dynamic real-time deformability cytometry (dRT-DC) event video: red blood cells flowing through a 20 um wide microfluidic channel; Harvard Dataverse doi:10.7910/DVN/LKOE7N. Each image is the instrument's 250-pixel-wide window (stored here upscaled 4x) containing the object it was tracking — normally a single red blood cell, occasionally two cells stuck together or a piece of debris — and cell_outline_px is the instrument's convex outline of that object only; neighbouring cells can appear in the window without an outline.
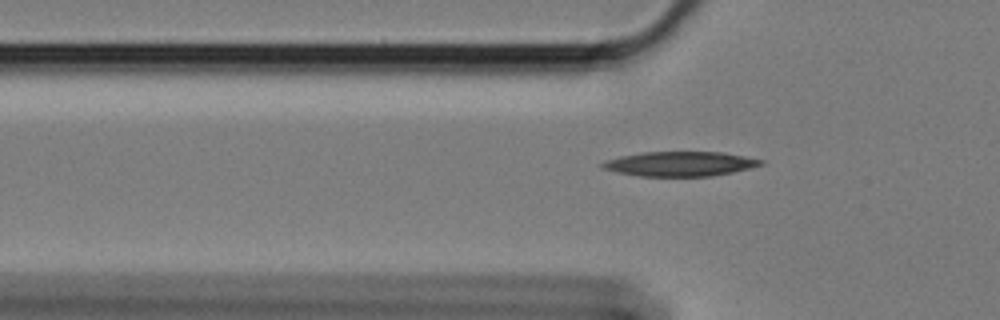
{"species": "Egyptian fruit bat (a non-hibernating species)", "species_latin": "Rousettus aegyptiacus", "temperature_condition": "cold", "stored_images_in_passage": 43, "camera_frame_rate_fps": 3000, "um_per_image_px": 0.085, "animal": {"sex": "female"}, "frame": {"image": 1, "passage_image": 9, "time_ms": 2.667, "image_size_px": [1000, 320], "cell_outline_px": [[764, 164], [732, 172], [712, 176], [640, 176], [616, 172], [600, 168], [600, 164], [608, 160], [620, 156], [644, 152], [724, 152], [764, 160]], "centroid_in_image_um": [57.79, 13.92], "position_along_channel_um": 68.0, "area_um2": 22.66}}
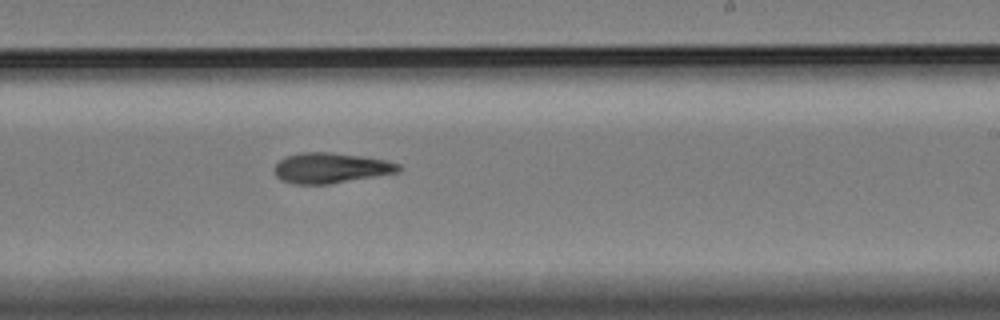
{"frame": {"image": 2, "passage_image": 26, "time_ms": 8.333, "image_size_px": [1000, 320], "cell_outline_px": [[404, 168], [400, 172], [328, 184], [292, 184], [280, 180], [276, 176], [272, 168], [284, 156], [300, 152], [332, 152], [360, 156], [384, 160], [400, 164]], "centroid_in_image_um": [28.08, 14.28], "position_along_channel_um": 260.9, "area_um2": 22.2}}
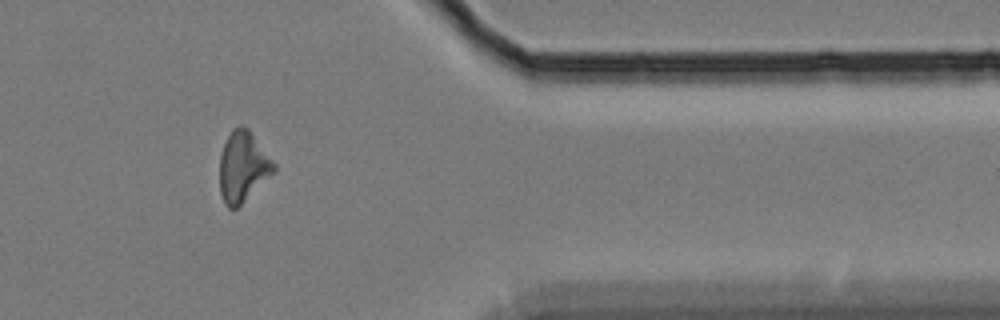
{"frame": {"image": 3, "passage_image": 39, "time_ms": 12.667, "image_size_px": [1000, 320], "cell_outline_px": [[276, 172], [236, 208], [228, 208], [224, 204], [220, 192], [220, 156], [224, 144], [232, 128], [240, 124], [248, 128], [276, 164]], "centroid_in_image_um": [20.66, 14.16], "position_along_channel_um": 390.7, "area_um2": 22.31}, "authors_computed_cell_mechanics": {"area_um2": 22.0218, "velocity_mm_per_s": 3.3974, "shape_relaxation_time_tau1_ms": 5.8629, "shape_relaxation_time_tau2_ms": 7.3185, "deformation_change_tau1": 0.1591, "deformation_change_tau2": 0.193}}